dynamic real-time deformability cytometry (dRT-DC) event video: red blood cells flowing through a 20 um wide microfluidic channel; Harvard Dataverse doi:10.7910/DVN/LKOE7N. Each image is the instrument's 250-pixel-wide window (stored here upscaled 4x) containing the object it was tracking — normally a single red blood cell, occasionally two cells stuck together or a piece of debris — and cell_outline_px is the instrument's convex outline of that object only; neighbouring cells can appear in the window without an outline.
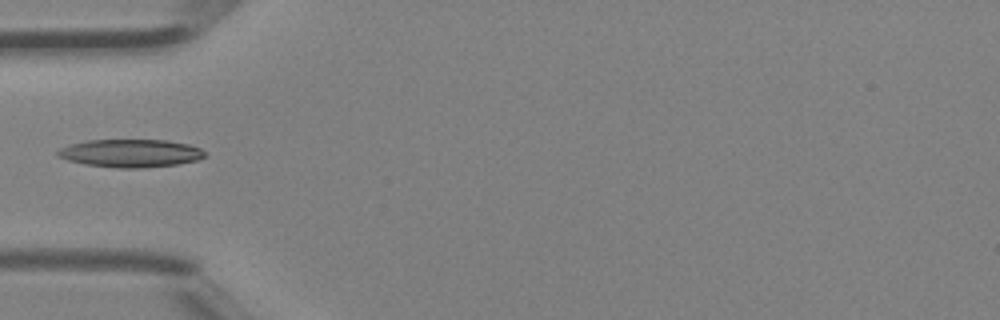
{"species": "Egyptian fruit bat (a non-hibernating species)", "species_latin": "Rousettus aegyptiacus", "temperature_condition": "room temperature", "stored_images_in_passage": 5, "camera_frame_rate_fps": 3000, "um_per_image_px": 0.085, "animal": {"sex": "female"}, "frame": {"image": 1, "passage_image": 5, "time_ms": 1.333, "image_size_px": [1000, 320], "cell_outline_px": [[204, 156], [196, 160], [176, 164], [144, 168], [116, 168], [84, 164], [68, 160], [56, 156], [56, 152], [60, 148], [72, 144], [88, 140], [168, 140], [188, 144], [200, 148], [204, 152]], "centroid_in_image_um": [11.07, 13.02], "position_along_channel_um": 73.9, "area_um2": 23.87}}